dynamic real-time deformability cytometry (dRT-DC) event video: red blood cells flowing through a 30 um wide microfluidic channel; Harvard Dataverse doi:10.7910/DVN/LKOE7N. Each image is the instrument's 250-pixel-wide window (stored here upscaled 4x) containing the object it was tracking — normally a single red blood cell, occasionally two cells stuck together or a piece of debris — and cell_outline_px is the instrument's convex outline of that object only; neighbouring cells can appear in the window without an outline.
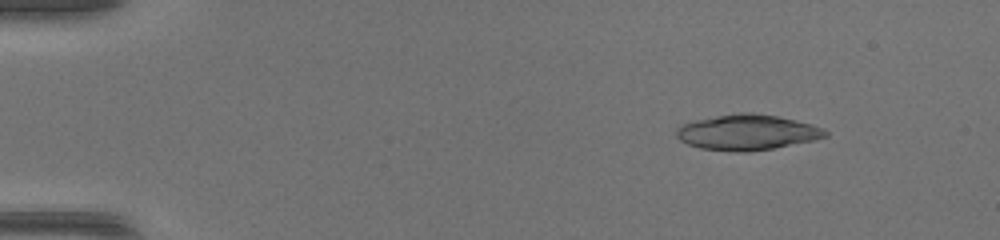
{"species": "common noctule bat (a hibernating species)", "species_latin": "Nyctalus noctula", "temperature_condition": "warm", "stored_images_in_passage": 46, "segment_of_instrument_passage": [1, 2], "camera_frame_rate_fps": 3000, "um_per_image_px": 0.085, "animal": {"sex": "female", "body_mass_g": 17.0, "forearm_length_mm": 48.0}, "frame": {"image": 1, "passage_image": 6, "time_ms": 1.667, "image_size_px": [1000, 240], "cell_outline_px": [[828, 136], [812, 140], [772, 148], [748, 152], [736, 152], [700, 148], [688, 144], [680, 140], [676, 136], [676, 132], [684, 124], [696, 120], [716, 116], [752, 112], [776, 116], [808, 124], [820, 128], [828, 132]], "centroid_in_image_um": [63.48, 11.26], "position_along_channel_um": 21.5, "area_um2": 30.0}}
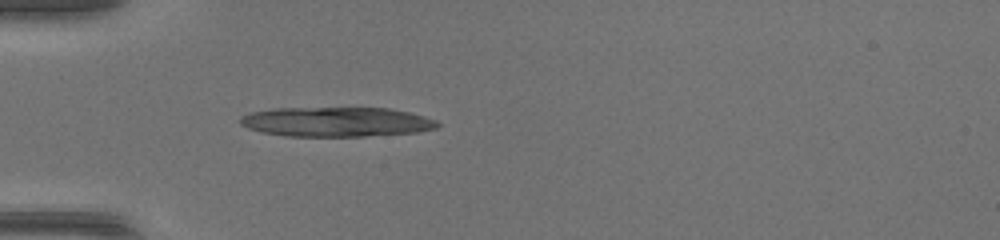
{"frame": {"image": 2, "passage_image": 15, "time_ms": 4.667, "image_size_px": [1000, 240], "cell_outline_px": [[440, 124], [436, 128], [416, 132], [364, 136], [284, 136], [260, 132], [248, 128], [240, 124], [240, 116], [252, 112], [276, 108], [388, 108], [408, 112], [424, 116], [436, 120]], "centroid_in_image_um": [28.56, 10.36], "position_along_channel_um": 56.4, "area_um2": 33.99}}